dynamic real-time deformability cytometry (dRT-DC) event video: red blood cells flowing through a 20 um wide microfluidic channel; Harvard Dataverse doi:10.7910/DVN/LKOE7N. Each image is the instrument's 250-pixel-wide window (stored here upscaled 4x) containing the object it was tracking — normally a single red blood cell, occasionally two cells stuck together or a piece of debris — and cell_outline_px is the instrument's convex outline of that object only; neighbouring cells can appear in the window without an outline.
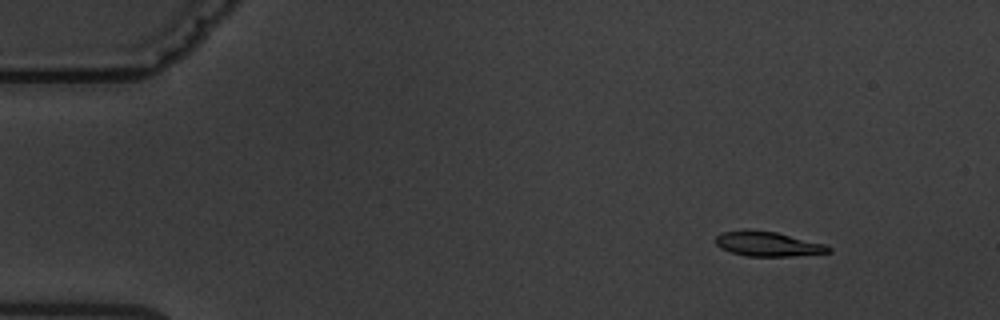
{"species": "common noctule bat (a hibernating species)", "species_latin": "Nyctalus noctula", "temperature_condition": "warm", "stored_images_in_passage": 5, "camera_frame_rate_fps": 3000, "um_per_image_px": 0.085, "animal": {"sex": "male", "body_mass_g": 19.5, "forearm_length_mm": 54.6}, "frame": {"image": 1, "passage_image": 2, "time_ms": 1.0, "image_size_px": [1000, 320], "cell_outline_px": [[832, 252], [792, 256], [748, 256], [732, 252], [720, 248], [716, 244], [716, 236], [720, 232], [744, 228], [776, 232], [824, 244], [832, 248]], "centroid_in_image_um": [65.22, 20.72], "position_along_channel_um": 19.8, "area_um2": 16.36}}
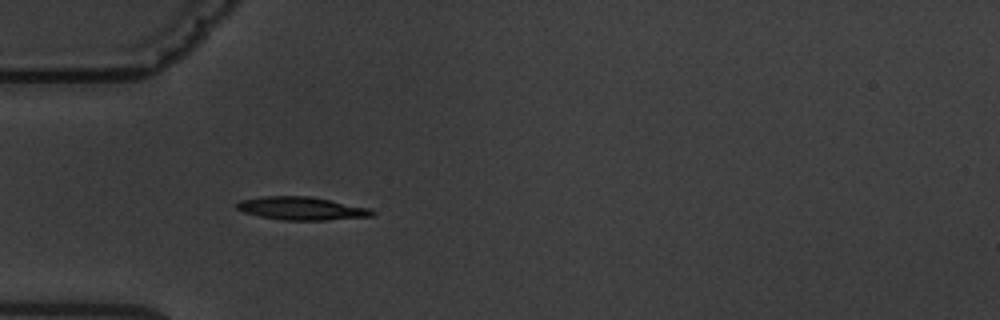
{"frame": {"image": 2, "passage_image": 5, "time_ms": 4.667, "image_size_px": [1000, 320], "cell_outline_px": [[376, 212], [372, 216], [324, 220], [284, 220], [260, 216], [244, 212], [236, 208], [236, 204], [240, 200], [264, 196], [312, 196], [372, 208]], "centroid_in_image_um": [25.67, 17.7], "position_along_channel_um": 59.3, "area_um2": 18.26}}